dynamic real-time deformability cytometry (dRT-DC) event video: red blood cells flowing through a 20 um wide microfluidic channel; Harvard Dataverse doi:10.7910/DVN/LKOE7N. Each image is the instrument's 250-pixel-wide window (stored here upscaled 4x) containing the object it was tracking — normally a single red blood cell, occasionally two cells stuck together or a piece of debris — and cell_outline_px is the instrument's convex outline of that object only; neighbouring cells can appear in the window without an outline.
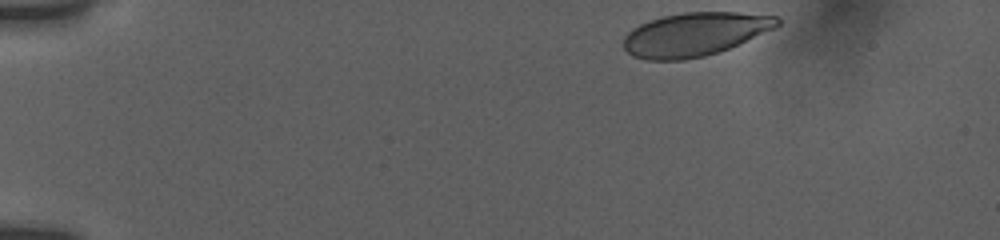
{"species": "human", "species_latin": "Homo sapiens", "temperature_condition": "room temperature", "stored_images_in_passage": 40, "camera_frame_rate_fps": 3000, "um_per_image_px": 0.085, "donor": {"sex": "female"}, "frame": {"image": 1, "passage_image": 1, "time_ms": 0.0, "image_size_px": [1000, 240], "cell_outline_px": [[780, 24], [776, 28], [720, 52], [704, 56], [684, 60], [644, 60], [632, 56], [624, 48], [624, 36], [632, 28], [640, 24], [664, 16], [684, 12], [740, 12], [776, 16], [780, 20]], "centroid_in_image_um": [59.07, 2.92], "position_along_channel_um": 25.9, "area_um2": 39.07}}
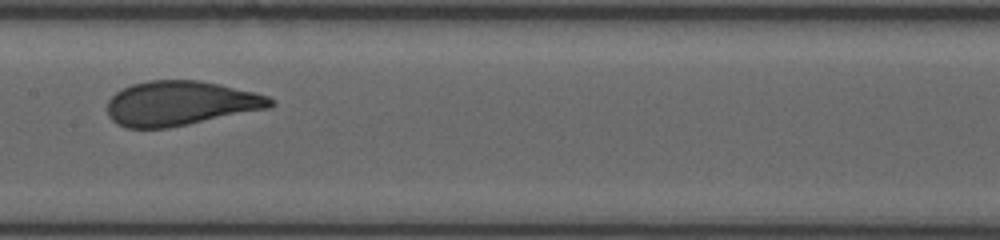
{"frame": {"image": 2, "passage_image": 22, "time_ms": 7.0, "image_size_px": [1000, 240], "cell_outline_px": [[276, 104], [268, 108], [168, 128], [128, 128], [116, 124], [108, 116], [108, 100], [116, 92], [132, 84], [148, 80], [200, 80], [220, 84], [256, 92], [268, 96], [276, 100]], "centroid_in_image_um": [15.35, 8.77], "position_along_channel_um": 192.1, "area_um2": 42.43}}
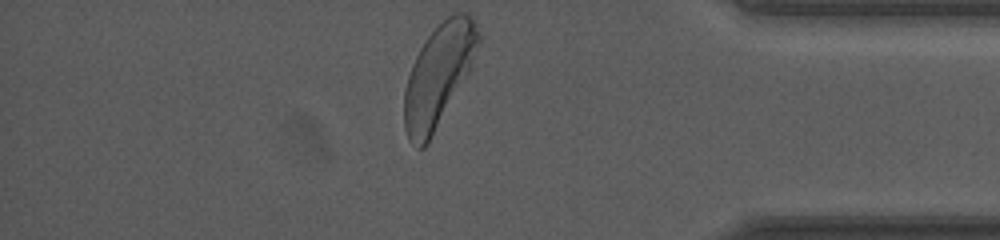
{"frame": {"image": 3, "passage_image": 40, "time_ms": 13.0, "image_size_px": [1000, 240], "cell_outline_px": [[480, 44], [472, 64], [468, 72], [428, 144], [424, 148], [416, 148], [408, 140], [404, 128], [404, 92], [408, 76], [412, 64], [420, 48], [428, 36], [448, 16], [456, 12], [464, 12], [472, 16], [476, 20], [480, 36]], "centroid_in_image_um": [37.27, 6.41], "position_along_channel_um": 397.9, "area_um2": 43.75}, "authors_computed_cell_mechanics": {"area_um2": 42.3963, "velocity_mm_per_s": 3.8015, "shape_relaxation_time_tau1_ms": 3.0445, "shape_relaxation_time_tau2_ms": null, "deformation_change_tau1": 0.1641, "deformation_change_tau2": null}}